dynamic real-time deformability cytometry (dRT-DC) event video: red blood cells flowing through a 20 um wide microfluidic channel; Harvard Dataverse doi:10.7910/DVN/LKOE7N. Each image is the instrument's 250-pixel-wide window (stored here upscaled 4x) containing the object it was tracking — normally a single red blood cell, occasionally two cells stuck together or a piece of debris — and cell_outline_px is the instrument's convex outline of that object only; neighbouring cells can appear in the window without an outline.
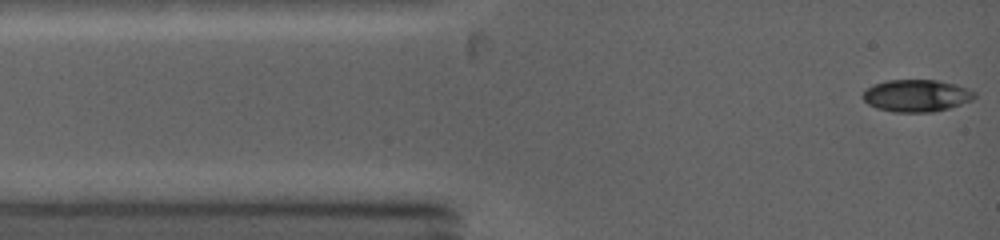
{"species": "common noctule bat (a hibernating species)", "species_latin": "Nyctalus noctula", "temperature_condition": "warm", "stored_images_in_passage": 21, "camera_frame_rate_fps": 5000, "um_per_image_px": 0.085, "animal": {"sex": "female", "body_mass_g": 19.0, "forearm_length_mm": 53.3}, "frame": {"image": 1, "passage_image": 1, "time_ms": 0.0, "image_size_px": [1000, 240], "cell_outline_px": [[976, 96], [972, 100], [948, 108], [932, 112], [892, 112], [876, 108], [868, 104], [860, 96], [872, 84], [888, 80], [936, 80], [956, 84], [968, 88], [976, 92]], "centroid_in_image_um": [77.89, 8.13], "position_along_channel_um": 7.1, "area_um2": 21.04}}
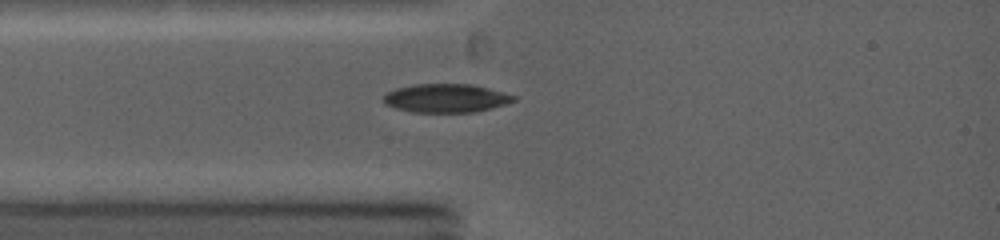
{"frame": {"image": 2, "passage_image": 7, "time_ms": 2.2, "image_size_px": [1000, 240], "cell_outline_px": [[516, 100], [492, 108], [476, 112], [412, 112], [396, 108], [384, 104], [384, 96], [388, 92], [396, 88], [412, 84], [472, 84], [488, 88], [516, 96]], "centroid_in_image_um": [37.9, 8.34], "position_along_channel_um": 47.1, "area_um2": 21.62}}
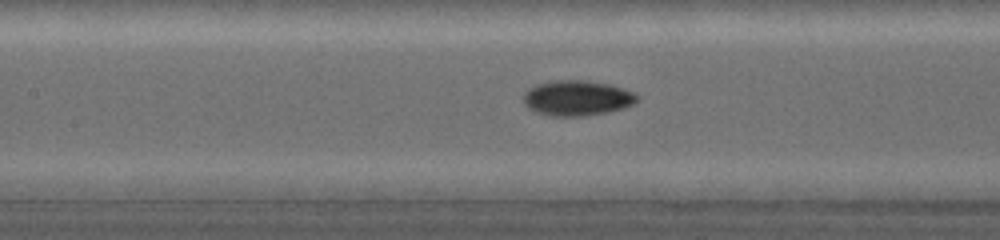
{"frame": {"image": 3, "passage_image": 14, "time_ms": 4.8, "image_size_px": [1000, 240], "cell_outline_px": [[640, 100], [624, 108], [604, 112], [580, 116], [552, 116], [536, 112], [528, 108], [524, 104], [524, 92], [528, 88], [536, 84], [556, 80], [584, 80], [608, 84], [624, 88], [636, 92], [640, 96]], "centroid_in_image_um": [49.07, 8.32], "position_along_channel_um": 158.3, "area_um2": 23.47}}